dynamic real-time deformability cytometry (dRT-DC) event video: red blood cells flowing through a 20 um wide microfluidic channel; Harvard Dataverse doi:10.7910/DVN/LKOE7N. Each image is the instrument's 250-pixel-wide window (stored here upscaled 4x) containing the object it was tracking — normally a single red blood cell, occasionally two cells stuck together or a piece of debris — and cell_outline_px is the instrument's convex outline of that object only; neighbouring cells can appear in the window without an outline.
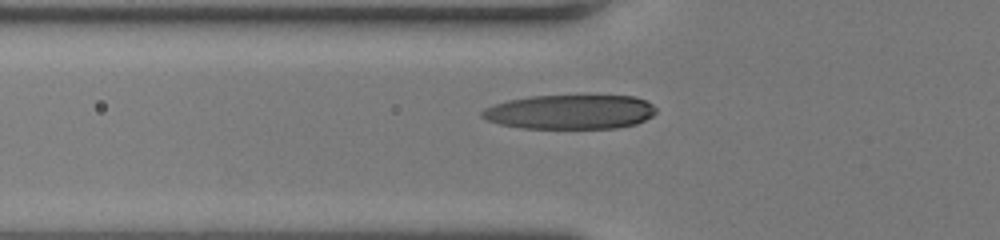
{"species": "human", "species_latin": "Homo sapiens", "temperature_condition": "room temperature", "stored_images_in_passage": 35, "camera_frame_rate_fps": 3000, "um_per_image_px": 0.085, "donor": {"sex": "female"}, "frame": {"image": 1, "passage_image": 5, "time_ms": 1.333, "image_size_px": [1000, 240], "cell_outline_px": [[656, 112], [652, 116], [636, 124], [616, 128], [520, 128], [500, 124], [488, 120], [480, 116], [480, 112], [484, 108], [508, 100], [532, 96], [636, 96], [652, 104], [656, 108]], "centroid_in_image_um": [48.46, 9.52], "position_along_channel_um": 77.3, "area_um2": 34.8}}
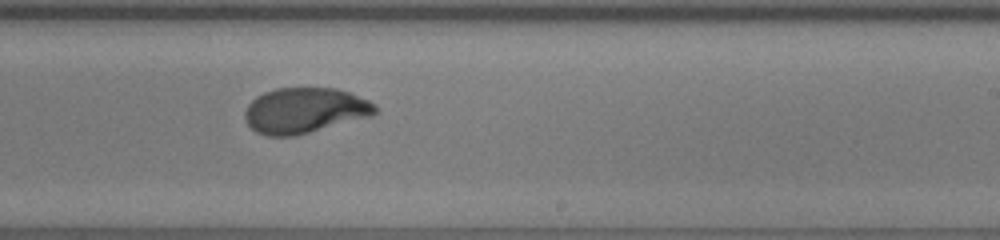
{"frame": {"image": 2, "passage_image": 18, "time_ms": 5.667, "image_size_px": [1000, 240], "cell_outline_px": [[380, 112], [372, 116], [296, 136], [268, 136], [256, 132], [244, 120], [244, 112], [248, 104], [256, 96], [264, 92], [276, 88], [336, 88], [352, 92], [368, 100]], "centroid_in_image_um": [25.9, 9.39], "position_along_channel_um": 263.1, "area_um2": 34.85}}
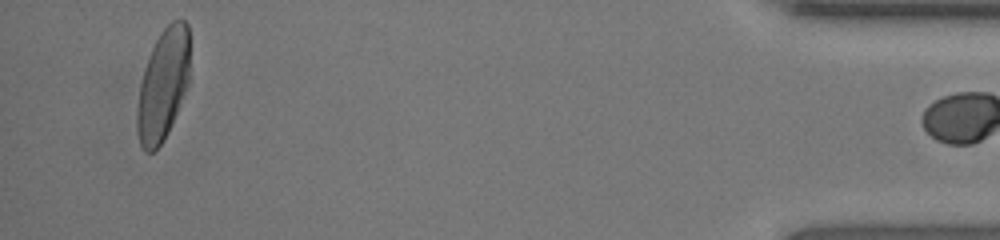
{"frame": {"image": 3, "passage_image": 34, "time_ms": 11.0, "image_size_px": [1000, 240], "cell_outline_px": [[188, 84], [168, 132], [164, 140], [152, 152], [144, 152], [140, 148], [136, 128], [136, 108], [140, 84], [144, 68], [152, 48], [160, 32], [172, 20], [184, 20], [188, 24]], "centroid_in_image_um": [13.82, 7.24], "position_along_channel_um": 421.4, "area_um2": 34.04}, "authors_computed_cell_mechanics": {"area_um2": 34.7378, "velocity_mm_per_s": 4.2966, "shape_relaxation_time_tau1_ms": 3.8187, "shape_relaxation_time_tau2_ms": 1.0453, "deformation_change_tau1": 0.2348, "deformation_change_tau2": 0.0471}}